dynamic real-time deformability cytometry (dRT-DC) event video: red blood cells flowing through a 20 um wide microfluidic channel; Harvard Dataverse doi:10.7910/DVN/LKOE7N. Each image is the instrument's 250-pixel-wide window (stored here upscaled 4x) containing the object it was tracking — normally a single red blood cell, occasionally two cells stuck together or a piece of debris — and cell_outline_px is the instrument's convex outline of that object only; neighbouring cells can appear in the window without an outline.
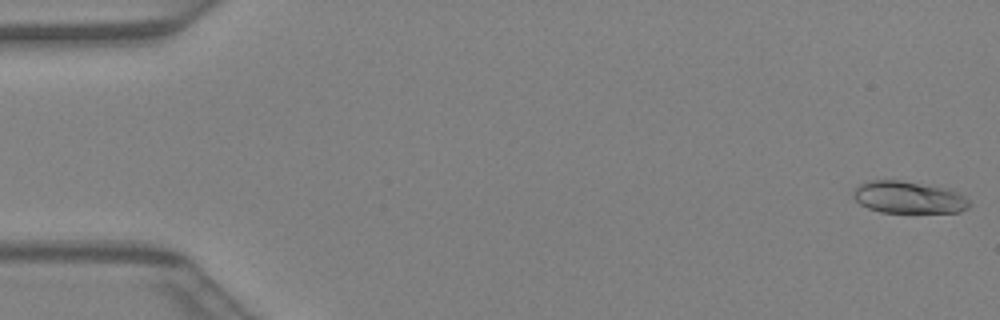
{"species": "Egyptian fruit bat (a non-hibernating species)", "species_latin": "Rousettus aegyptiacus", "temperature_condition": "warm", "stored_images_in_passage": 41, "camera_frame_rate_fps": 3000, "um_per_image_px": 0.085, "animal": {"sex": "female"}, "frame": {"image": 1, "passage_image": 1, "time_ms": 0.0, "image_size_px": [1000, 320], "cell_outline_px": [[972, 204], [968, 208], [960, 212], [880, 212], [868, 208], [860, 204], [852, 196], [856, 188], [860, 184], [872, 180], [900, 180], [952, 188], [964, 196]], "centroid_in_image_um": [77.27, 16.77], "position_along_channel_um": 7.7, "area_um2": 21.85}}
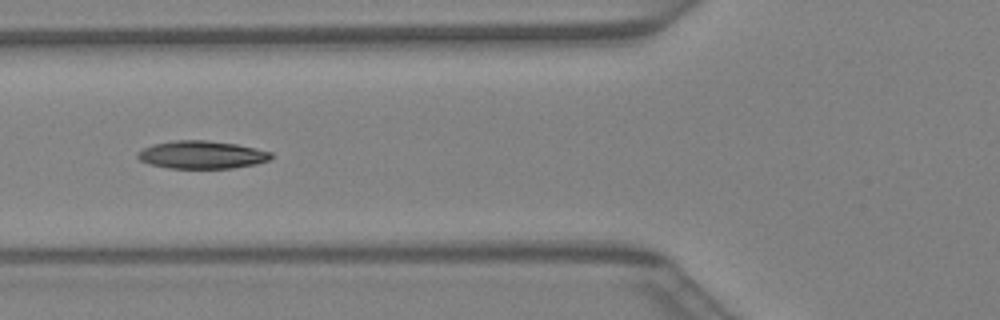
{"frame": {"image": 2, "passage_image": 16, "time_ms": 5.0, "image_size_px": [1000, 320], "cell_outline_px": [[272, 156], [268, 160], [256, 164], [232, 168], [168, 168], [152, 164], [140, 160], [136, 156], [144, 148], [152, 144], [176, 140], [208, 140], [236, 144], [256, 148], [272, 152]], "centroid_in_image_um": [17.18, 13.15], "position_along_channel_um": 108.6, "area_um2": 21.5}}
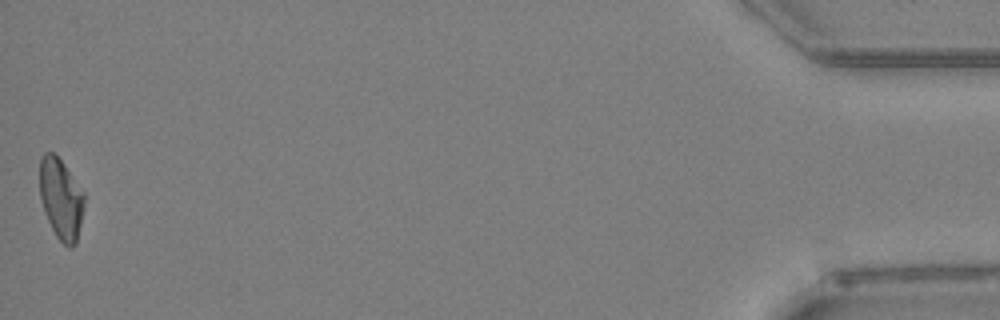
{"frame": {"image": 3, "passage_image": 41, "time_ms": 13.333, "image_size_px": [1000, 320], "cell_outline_px": [[84, 204], [76, 244], [72, 248], [68, 248], [56, 236], [44, 212], [40, 196], [40, 156], [44, 152], [52, 152], [64, 164], [84, 192]], "centroid_in_image_um": [5.18, 16.9], "position_along_channel_um": 430.0, "area_um2": 20.87}}